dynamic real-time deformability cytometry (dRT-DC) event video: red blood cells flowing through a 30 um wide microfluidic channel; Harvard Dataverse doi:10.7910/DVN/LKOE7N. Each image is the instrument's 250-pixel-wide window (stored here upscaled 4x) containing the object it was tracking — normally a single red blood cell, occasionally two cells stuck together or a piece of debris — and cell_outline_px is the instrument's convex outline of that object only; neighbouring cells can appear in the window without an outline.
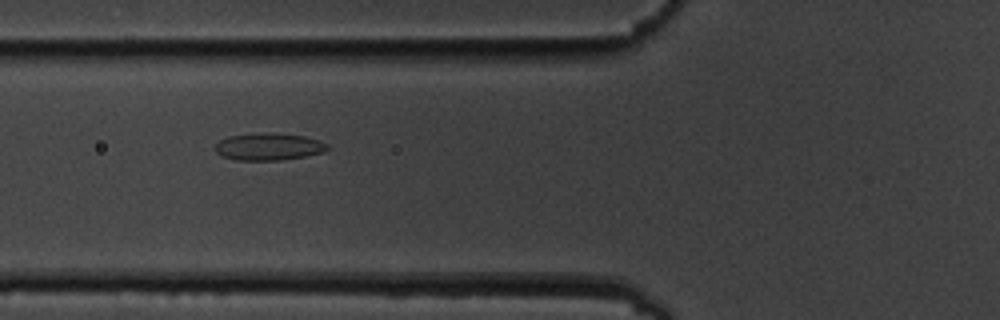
{"species": "common noctule bat (a hibernating species)", "species_latin": "Nyctalus noctula", "temperature_condition": "cold", "stored_images_in_passage": 8, "camera_frame_rate_fps": 3000, "um_per_image_px": 0.085, "animal": {"sex": "male", "body_mass_g": 19.5, "forearm_length_mm": 54.6}, "frame": {"image": 1, "passage_image": 7, "time_ms": 8.0, "image_size_px": [1000, 320], "cell_outline_px": [[328, 148], [324, 152], [304, 156], [280, 160], [236, 160], [224, 156], [216, 152], [216, 144], [220, 140], [228, 136], [304, 136], [320, 140], [328, 144]], "centroid_in_image_um": [22.87, 12.53], "position_along_channel_um": 102.9, "area_um2": 16.53}}
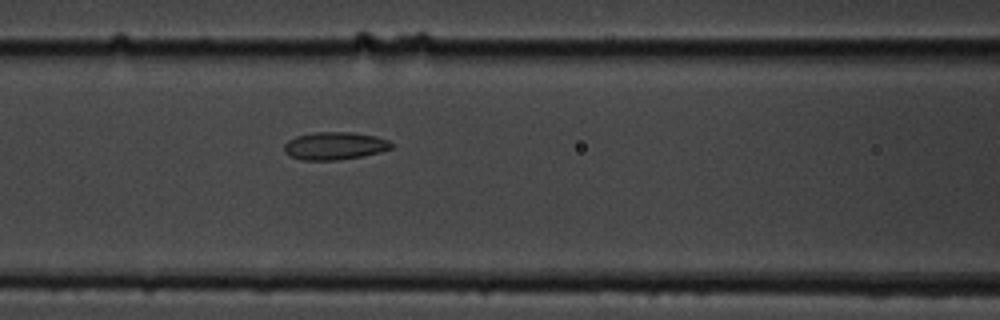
{"frame": {"image": 2, "passage_image": 8, "time_ms": 9.0, "image_size_px": [1000, 320], "cell_outline_px": [[392, 148], [380, 152], [360, 156], [336, 160], [304, 160], [288, 156], [284, 152], [284, 144], [288, 140], [296, 136], [312, 132], [352, 132], [376, 136], [388, 140], [392, 144]], "centroid_in_image_um": [28.41, 12.39], "position_along_channel_um": 138.2, "area_um2": 17.34}}